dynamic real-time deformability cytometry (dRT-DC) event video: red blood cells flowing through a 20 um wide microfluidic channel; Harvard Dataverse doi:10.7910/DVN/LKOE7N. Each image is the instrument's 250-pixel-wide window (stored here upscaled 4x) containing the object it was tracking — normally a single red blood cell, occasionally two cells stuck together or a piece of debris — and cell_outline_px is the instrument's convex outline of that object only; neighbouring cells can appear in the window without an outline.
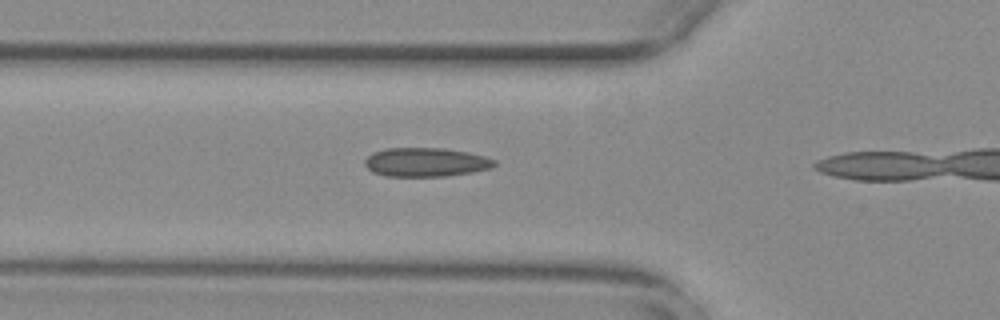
{"species": "common noctule bat (a hibernating species)", "species_latin": "Nyctalus noctula", "temperature_condition": "warm", "stored_images_in_passage": 16, "camera_frame_rate_fps": 3000, "um_per_image_px": 0.085, "animal": {"sex": "female", "body_mass_g": 29.2, "forearm_length_mm": 56.3}, "frame": {"image": 1, "passage_image": 12, "time_ms": 3.667, "image_size_px": [1000, 320], "cell_outline_px": [[496, 164], [492, 168], [472, 172], [444, 176], [384, 176], [372, 172], [364, 164], [364, 160], [372, 152], [384, 148], [444, 148], [468, 152], [484, 156], [496, 160]], "centroid_in_image_um": [36.18, 13.78], "position_along_channel_um": 89.6, "area_um2": 21.96}}